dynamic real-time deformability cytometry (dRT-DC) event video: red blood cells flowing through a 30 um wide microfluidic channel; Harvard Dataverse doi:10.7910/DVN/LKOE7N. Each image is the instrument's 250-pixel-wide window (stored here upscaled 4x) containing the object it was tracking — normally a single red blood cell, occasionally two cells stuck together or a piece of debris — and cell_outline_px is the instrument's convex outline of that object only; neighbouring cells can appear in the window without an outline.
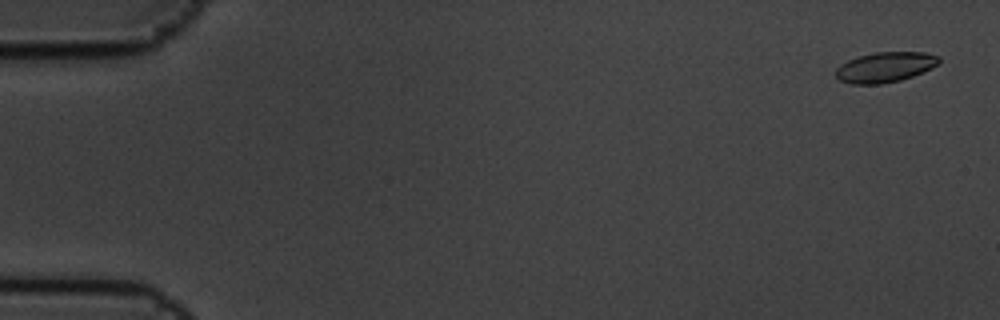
{"species": "common noctule bat (a hibernating species)", "species_latin": "Nyctalus noctula", "temperature_condition": "cold", "stored_images_in_passage": 8, "camera_frame_rate_fps": 3000, "um_per_image_px": 0.085, "animal": {"sex": "male", "body_mass_g": 19.5, "forearm_length_mm": 54.6}, "frame": {"image": 1, "passage_image": 1, "time_ms": 0.0, "image_size_px": [1000, 320], "cell_outline_px": [[940, 60], [936, 64], [912, 76], [900, 80], [880, 84], [852, 84], [840, 80], [836, 76], [836, 68], [840, 64], [848, 60], [860, 56], [876, 52], [924, 52], [940, 56]], "centroid_in_image_um": [75.19, 5.7], "position_along_channel_um": 9.8, "area_um2": 17.86}}
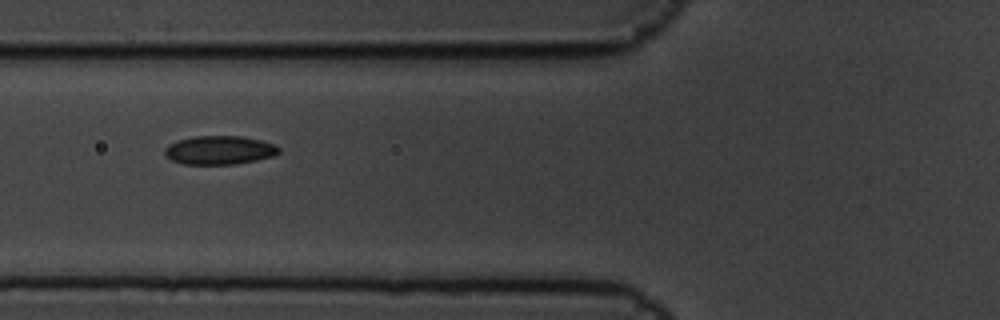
{"frame": {"image": 2, "passage_image": 7, "time_ms": 2.0, "image_size_px": [1000, 320], "cell_outline_px": [[280, 152], [272, 156], [256, 160], [236, 164], [184, 164], [172, 160], [164, 152], [164, 148], [168, 144], [176, 140], [192, 136], [240, 136], [260, 140], [276, 144], [280, 148]], "centroid_in_image_um": [18.65, 12.75], "position_along_channel_um": 107.2, "area_um2": 19.13}}
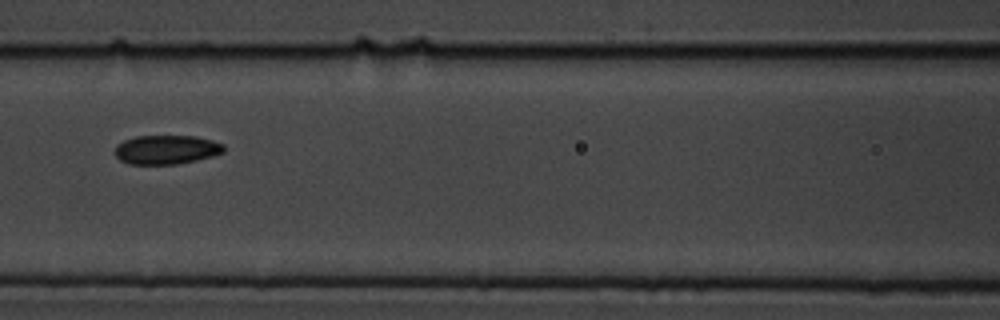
{"frame": {"image": 3, "passage_image": 8, "time_ms": 2.333, "image_size_px": [1000, 320], "cell_outline_px": [[224, 152], [212, 156], [196, 160], [176, 164], [128, 164], [120, 160], [116, 156], [116, 144], [124, 140], [136, 136], [196, 136], [212, 140], [224, 144]], "centroid_in_image_um": [14.14, 12.71], "position_along_channel_um": 152.5, "area_um2": 18.44}}